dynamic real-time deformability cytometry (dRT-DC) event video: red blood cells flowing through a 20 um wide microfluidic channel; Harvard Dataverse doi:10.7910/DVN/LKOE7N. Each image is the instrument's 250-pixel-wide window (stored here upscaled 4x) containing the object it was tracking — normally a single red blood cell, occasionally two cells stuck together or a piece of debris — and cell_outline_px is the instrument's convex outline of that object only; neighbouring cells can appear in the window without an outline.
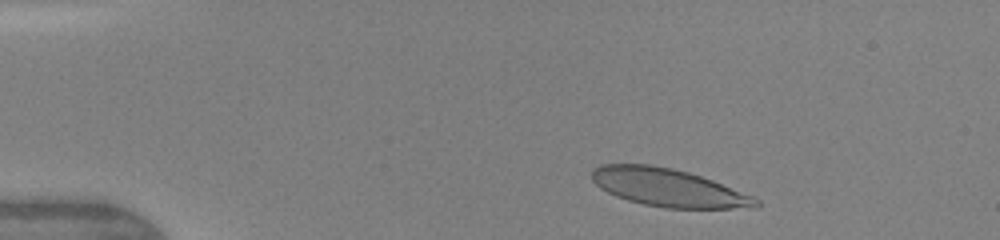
{"species": "human", "species_latin": "Homo sapiens", "temperature_condition": "warm", "stored_images_in_passage": 6, "camera_frame_rate_fps": 3000, "um_per_image_px": 0.085, "donor": {"sex": "female"}, "frame": {"image": 1, "passage_image": 2, "time_ms": 0.667, "image_size_px": [1000, 240], "cell_outline_px": [[760, 204], [756, 208], [664, 208], [644, 204], [628, 200], [616, 196], [600, 188], [592, 180], [592, 168], [600, 164], [652, 164], [672, 168], [688, 172], [712, 180], [752, 196], [760, 200]], "centroid_in_image_um": [56.78, 15.94], "position_along_channel_um": 28.2, "area_um2": 36.18}}